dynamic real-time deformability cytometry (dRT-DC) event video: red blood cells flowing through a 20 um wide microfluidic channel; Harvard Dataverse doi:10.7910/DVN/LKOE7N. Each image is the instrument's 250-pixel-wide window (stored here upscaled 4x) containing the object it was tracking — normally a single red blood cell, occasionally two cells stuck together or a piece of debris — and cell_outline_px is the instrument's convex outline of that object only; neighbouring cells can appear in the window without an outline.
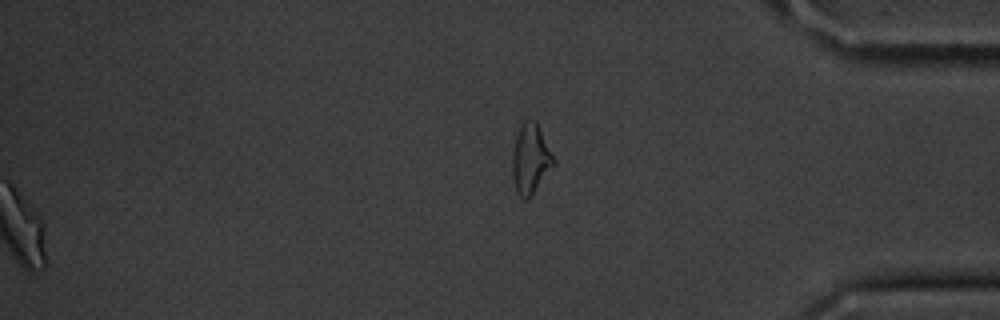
{"species": "common noctule bat (a hibernating species)", "species_latin": "Nyctalus noctula", "temperature_condition": "cold", "stored_images_in_passage": 55, "segment_of_instrument_passage": [2, 2], "camera_frame_rate_fps": 3000, "um_per_image_px": 0.085, "animal": {"sex": "male", "body_mass_g": 20.1, "forearm_length_mm": 53.5}, "frame": {"image": 1, "passage_image": 55, "time_ms": 18.0, "image_size_px": [1000, 320], "cell_outline_px": [[556, 164], [532, 196], [528, 200], [524, 200], [516, 192], [512, 180], [512, 152], [516, 136], [524, 120], [536, 120], [556, 160]], "centroid_in_image_um": [45.11, 13.56], "position_along_channel_um": 390.1, "area_um2": 17.22}}